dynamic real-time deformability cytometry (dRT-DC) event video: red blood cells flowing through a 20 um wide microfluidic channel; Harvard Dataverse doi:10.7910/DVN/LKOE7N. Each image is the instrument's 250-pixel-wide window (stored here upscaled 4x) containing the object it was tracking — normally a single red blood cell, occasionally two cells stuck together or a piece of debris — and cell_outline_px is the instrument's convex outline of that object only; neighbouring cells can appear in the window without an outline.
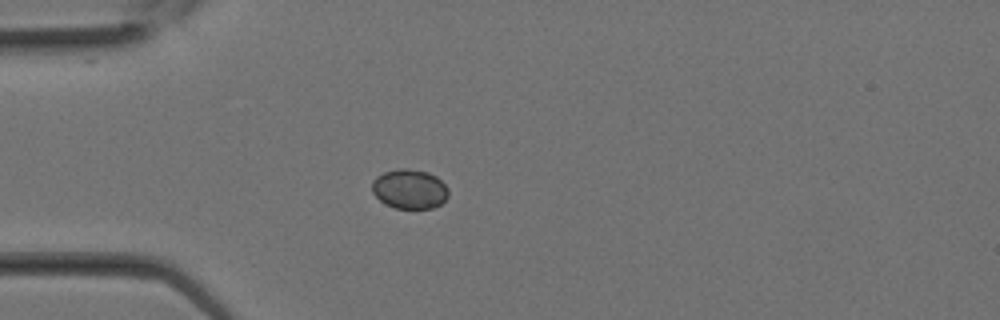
{"species": "Egyptian fruit bat (a non-hibernating species)", "species_latin": "Rousettus aegyptiacus", "temperature_condition": "room temperature", "stored_images_in_passage": 22, "camera_frame_rate_fps": 3000, "um_per_image_px": 0.085, "animal": {"sex": "female"}, "frame": {"image": 1, "passage_image": 1, "time_ms": 0.0, "image_size_px": [1000, 320], "cell_outline_px": [[448, 196], [440, 204], [432, 208], [396, 208], [384, 204], [372, 192], [372, 180], [376, 176], [384, 172], [400, 168], [408, 168], [428, 172], [436, 176], [448, 188]], "centroid_in_image_um": [34.79, 16.06], "position_along_channel_um": 50.2, "area_um2": 17.63}}
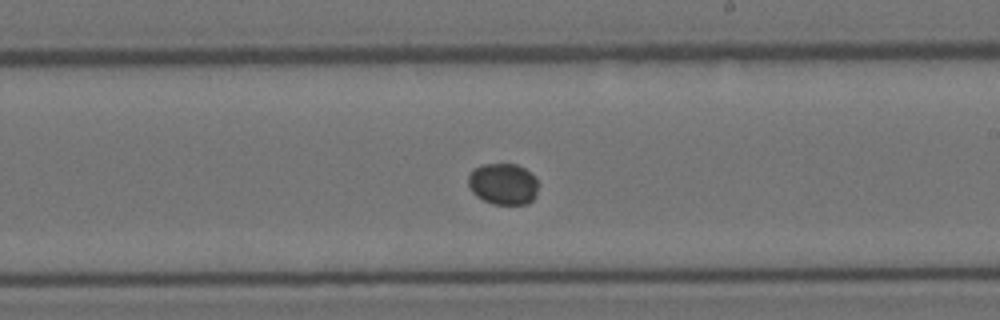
{"frame": {"image": 2, "passage_image": 10, "time_ms": 3.0, "image_size_px": [1000, 320], "cell_outline_px": [[540, 184], [536, 196], [528, 204], [492, 204], [476, 196], [472, 192], [468, 184], [468, 176], [472, 168], [484, 164], [516, 164], [524, 168]], "centroid_in_image_um": [42.76, 15.64], "position_along_channel_um": 246.2, "area_um2": 17.05}}
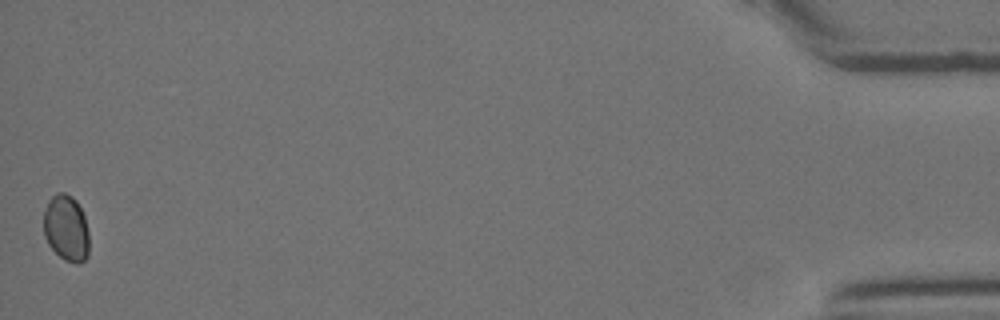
{"frame": {"image": 3, "passage_image": 22, "time_ms": 7.0, "image_size_px": [1000, 320], "cell_outline_px": [[88, 256], [80, 264], [76, 264], [64, 260], [48, 244], [44, 236], [44, 212], [48, 200], [56, 192], [64, 192], [72, 196], [76, 200], [84, 216], [88, 232]], "centroid_in_image_um": [5.63, 19.39], "position_along_channel_um": 429.6, "area_um2": 17.63}}